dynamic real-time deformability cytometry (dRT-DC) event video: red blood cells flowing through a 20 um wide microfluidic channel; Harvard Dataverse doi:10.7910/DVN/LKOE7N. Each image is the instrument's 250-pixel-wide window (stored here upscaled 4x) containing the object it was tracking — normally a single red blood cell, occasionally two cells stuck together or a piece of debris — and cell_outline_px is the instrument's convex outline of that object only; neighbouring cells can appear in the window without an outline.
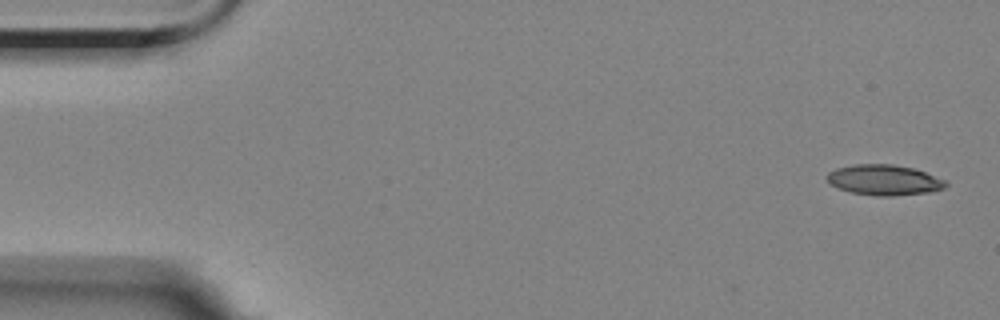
{"species": "Egyptian fruit bat (a non-hibernating species)", "species_latin": "Rousettus aegyptiacus", "temperature_condition": "room temperature", "stored_images_in_passage": 2, "camera_frame_rate_fps": 3000, "um_per_image_px": 0.085, "animal": {"sex": "female"}, "frame": {"image": 1, "passage_image": 2, "time_ms": 0.333, "image_size_px": [1000, 320], "cell_outline_px": [[948, 184], [944, 188], [928, 192], [892, 196], [876, 196], [852, 192], [840, 188], [832, 184], [824, 176], [828, 172], [836, 168], [856, 164], [892, 164], [912, 168], [948, 180]], "centroid_in_image_um": [75.17, 15.29], "position_along_channel_um": 9.8, "area_um2": 20.98}}